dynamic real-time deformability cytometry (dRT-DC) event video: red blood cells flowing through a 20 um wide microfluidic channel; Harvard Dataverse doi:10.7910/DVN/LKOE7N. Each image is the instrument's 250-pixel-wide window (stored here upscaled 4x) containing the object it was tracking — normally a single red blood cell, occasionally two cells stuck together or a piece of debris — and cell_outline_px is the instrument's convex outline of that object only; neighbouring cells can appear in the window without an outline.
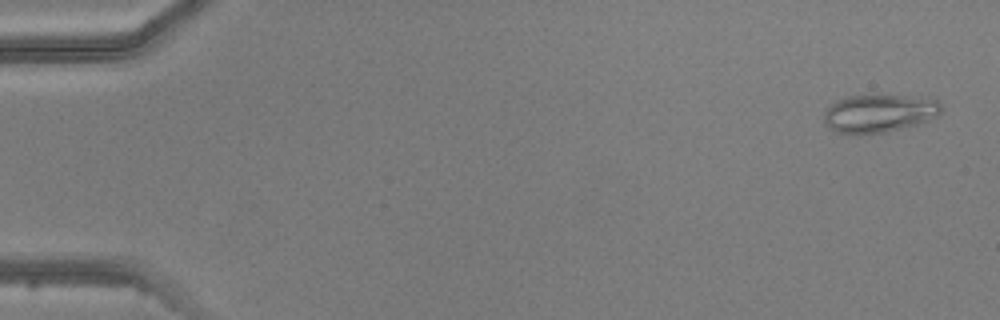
{"species": "common noctule bat (a hibernating species)", "species_latin": "Nyctalus noctula", "temperature_condition": "warm", "stored_images_in_passage": 5, "camera_frame_rate_fps": 3000, "um_per_image_px": 0.085, "animal": {"sex": "male", "body_mass_g": 20.5, "forearm_length_mm": 52.5}, "frame": {"image": 1, "passage_image": 1, "time_ms": 0.0, "image_size_px": [1000, 320], "cell_outline_px": [[940, 112], [936, 116], [928, 120], [916, 124], [884, 132], [860, 136], [836, 132], [828, 128], [824, 124], [824, 112], [832, 104], [848, 96], [900, 96], [936, 100], [940, 104]], "centroid_in_image_um": [74.64, 9.68], "position_along_channel_um": 10.4, "area_um2": 25.61}}